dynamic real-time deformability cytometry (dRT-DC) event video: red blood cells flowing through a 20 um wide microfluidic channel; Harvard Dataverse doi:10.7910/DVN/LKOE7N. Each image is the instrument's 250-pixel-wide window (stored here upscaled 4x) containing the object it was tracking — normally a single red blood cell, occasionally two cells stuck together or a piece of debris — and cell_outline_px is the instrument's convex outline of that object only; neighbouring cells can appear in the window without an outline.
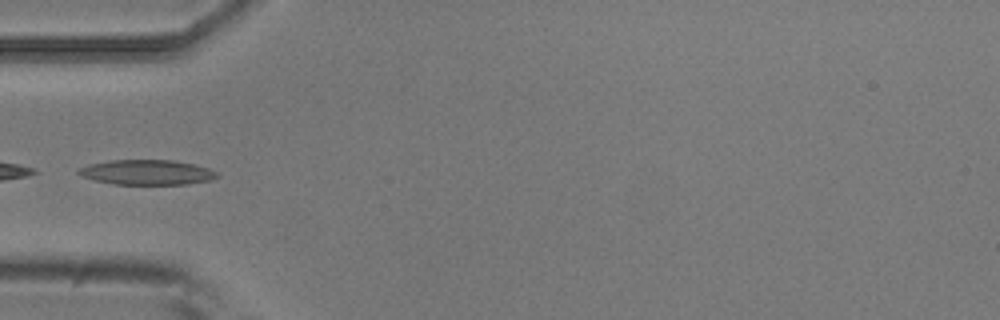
{"species": "common noctule bat (a hibernating species)", "species_latin": "Nyctalus noctula", "temperature_condition": "room temperature", "stored_images_in_passage": 7, "camera_frame_rate_fps": 3000, "um_per_image_px": 0.085, "animal": {"sex": "male", "body_mass_g": 20.5, "forearm_length_mm": 52.5}, "frame": {"image": 1, "passage_image": 3, "time_ms": 0.667, "image_size_px": [1000, 320], "cell_outline_px": [[220, 176], [208, 180], [188, 184], [116, 184], [96, 180], [80, 176], [76, 172], [80, 168], [88, 164], [112, 160], [172, 160], [196, 164], [208, 168], [216, 172]], "centroid_in_image_um": [12.49, 14.64], "position_along_channel_um": 72.5, "area_um2": 20.06}}
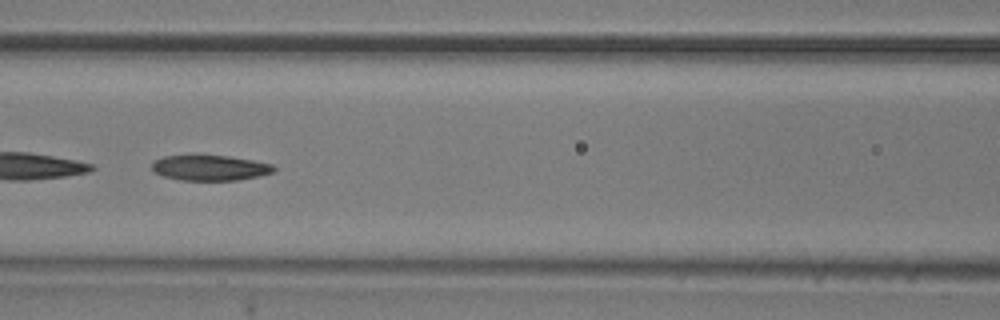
{"frame": {"image": 2, "passage_image": 5, "time_ms": 1.333, "image_size_px": [1000, 320], "cell_outline_px": [[276, 168], [272, 172], [260, 176], [236, 180], [180, 180], [164, 176], [152, 172], [152, 160], [164, 156], [228, 156], [252, 160], [272, 164]], "centroid_in_image_um": [17.82, 14.27], "position_along_channel_um": 148.8, "area_um2": 17.92}}
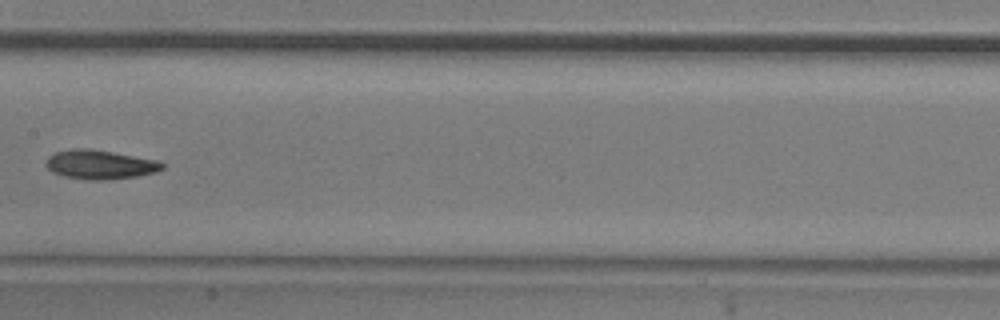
{"frame": {"image": 3, "passage_image": 6, "time_ms": 1.667, "image_size_px": [1000, 320], "cell_outline_px": [[164, 168], [156, 172], [136, 176], [104, 180], [88, 180], [64, 176], [52, 172], [44, 164], [48, 156], [56, 152], [72, 148], [92, 148], [160, 160], [164, 164]], "centroid_in_image_um": [8.51, 13.97], "position_along_channel_um": 198.9, "area_um2": 20.0}}